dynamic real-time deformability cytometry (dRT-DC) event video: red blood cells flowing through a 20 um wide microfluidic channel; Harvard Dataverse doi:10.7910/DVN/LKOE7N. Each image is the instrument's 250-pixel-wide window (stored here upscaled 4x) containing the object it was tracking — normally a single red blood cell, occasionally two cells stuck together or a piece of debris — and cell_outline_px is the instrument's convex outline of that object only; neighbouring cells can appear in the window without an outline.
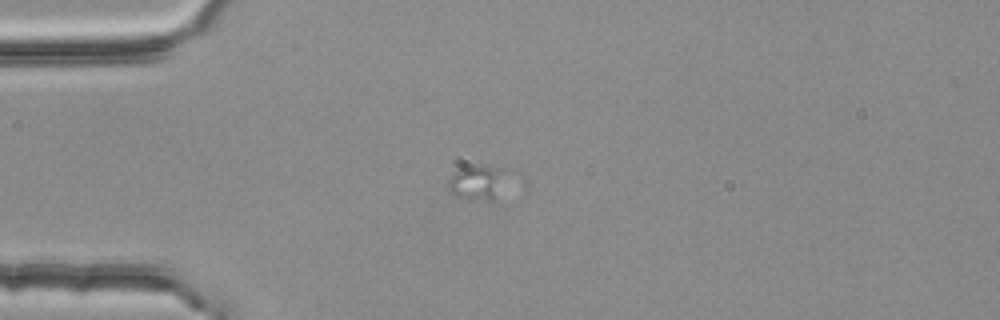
{"species": "common noctule bat (a hibernating species)", "species_latin": "Nyctalus noctula", "temperature_condition": "room temperature", "stored_images_in_passage": 3, "camera_frame_rate_fps": 3000, "um_per_image_px": 0.085, "animal": {"sex": "female", "body_mass_g": 25.1}, "frame": {"image": 1, "passage_image": 3, "time_ms": 0.667, "image_size_px": [1000, 320], "cell_outline_px": [[528, 188], [524, 192], [492, 200], [488, 200], [460, 196], [452, 192], [448, 188], [448, 180], [460, 168], [512, 168], [520, 172], [528, 180]], "centroid_in_image_um": [41.44, 15.55], "position_along_channel_um": 43.6, "area_um2": 15.14}}